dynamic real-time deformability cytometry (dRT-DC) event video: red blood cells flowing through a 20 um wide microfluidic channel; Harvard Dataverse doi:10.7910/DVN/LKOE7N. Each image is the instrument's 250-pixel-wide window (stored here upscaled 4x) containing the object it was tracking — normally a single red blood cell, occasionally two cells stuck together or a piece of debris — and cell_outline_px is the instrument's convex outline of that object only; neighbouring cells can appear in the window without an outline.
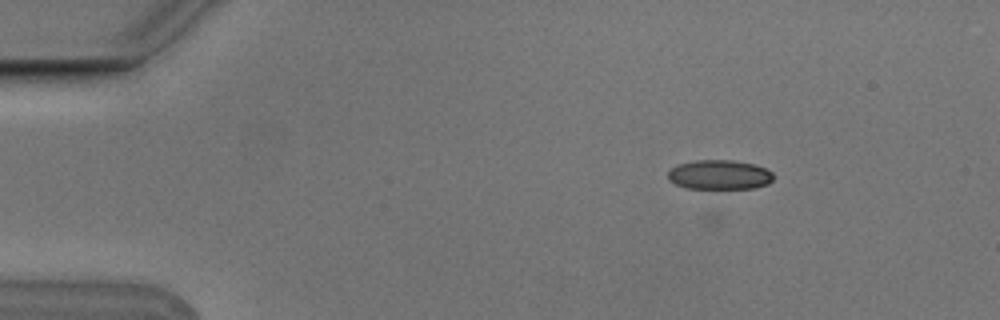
{"species": "Egyptian fruit bat (a non-hibernating species)", "species_latin": "Rousettus aegyptiacus", "temperature_condition": "cold", "stored_images_in_passage": 7, "camera_frame_rate_fps": 3000, "um_per_image_px": 0.085, "animal": {"sex": "male"}, "frame": {"image": 1, "passage_image": 4, "time_ms": 1.0, "image_size_px": [1000, 320], "cell_outline_px": [[772, 180], [768, 184], [756, 188], [688, 188], [676, 184], [668, 180], [668, 172], [676, 164], [696, 160], [732, 160], [752, 164], [764, 168], [772, 172]], "centroid_in_image_um": [61.13, 14.85], "position_along_channel_um": 23.9, "area_um2": 18.03}}